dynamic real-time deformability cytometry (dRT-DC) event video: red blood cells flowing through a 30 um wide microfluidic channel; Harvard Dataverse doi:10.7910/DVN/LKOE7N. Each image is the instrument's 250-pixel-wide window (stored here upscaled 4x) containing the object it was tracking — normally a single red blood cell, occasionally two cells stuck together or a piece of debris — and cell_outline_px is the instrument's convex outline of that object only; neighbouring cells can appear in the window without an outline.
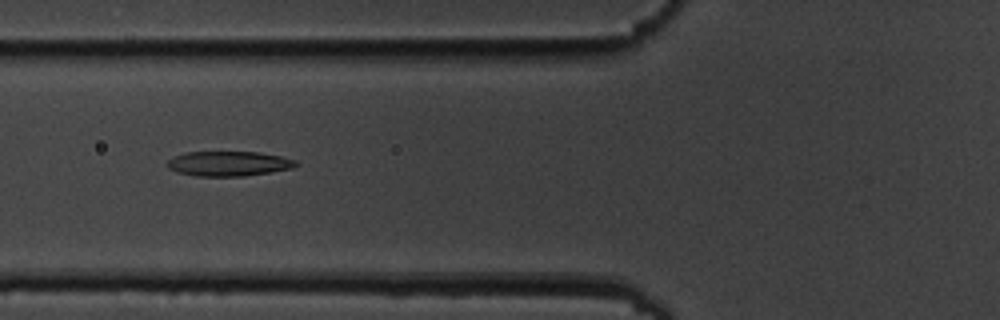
{"species": "common noctule bat (a hibernating species)", "species_latin": "Nyctalus noctula", "temperature_condition": "cold", "stored_images_in_passage": 10, "camera_frame_rate_fps": 3000, "um_per_image_px": 0.085, "animal": {"sex": "male", "body_mass_g": 19.5, "forearm_length_mm": 54.6}, "frame": {"image": 1, "passage_image": 5, "time_ms": 5.667, "image_size_px": [1000, 320], "cell_outline_px": [[296, 164], [292, 168], [244, 176], [196, 176], [176, 172], [168, 168], [164, 164], [168, 160], [184, 152], [256, 152], [280, 156], [296, 160]], "centroid_in_image_um": [19.36, 13.91], "position_along_channel_um": 106.4, "area_um2": 18.5}}
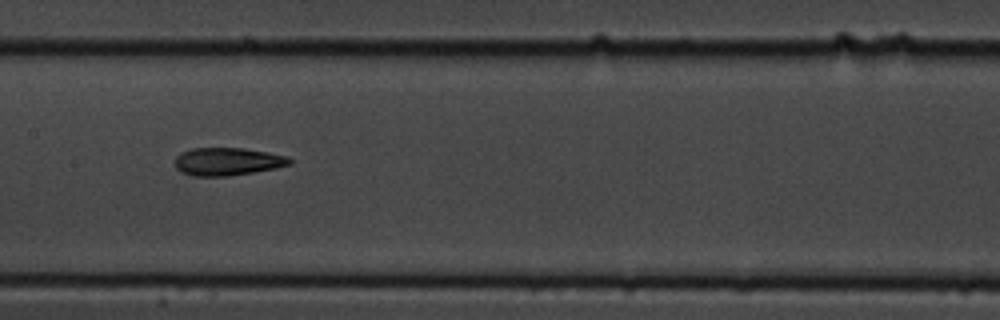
{"frame": {"image": 2, "passage_image": 7, "time_ms": 8.0, "image_size_px": [1000, 320], "cell_outline_px": [[292, 164], [276, 168], [228, 176], [192, 176], [180, 172], [176, 168], [172, 160], [180, 152], [192, 148], [244, 148], [268, 152], [288, 156], [292, 160]], "centroid_in_image_um": [19.3, 13.73], "position_along_channel_um": 188.1, "area_um2": 18.9}}
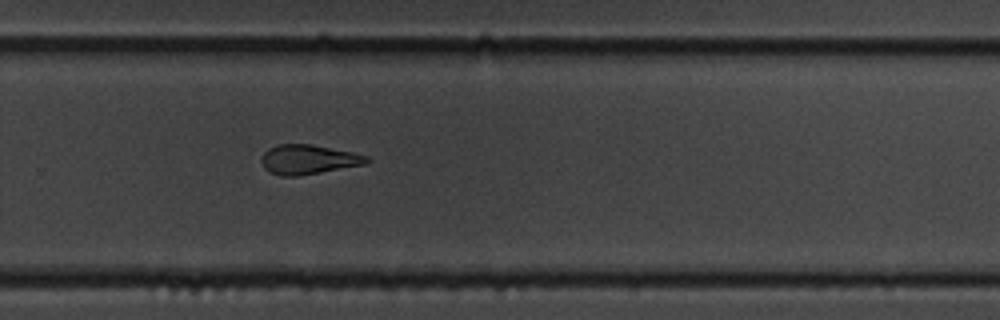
{"frame": {"image": 3, "passage_image": 10, "time_ms": 11.333, "image_size_px": [1000, 320], "cell_outline_px": [[372, 160], [364, 164], [320, 172], [296, 176], [280, 176], [268, 172], [264, 168], [260, 160], [260, 156], [268, 148], [280, 144], [312, 144], [352, 152], [368, 156]], "centroid_in_image_um": [26.16, 13.55], "position_along_channel_um": 303.6, "area_um2": 18.15}}